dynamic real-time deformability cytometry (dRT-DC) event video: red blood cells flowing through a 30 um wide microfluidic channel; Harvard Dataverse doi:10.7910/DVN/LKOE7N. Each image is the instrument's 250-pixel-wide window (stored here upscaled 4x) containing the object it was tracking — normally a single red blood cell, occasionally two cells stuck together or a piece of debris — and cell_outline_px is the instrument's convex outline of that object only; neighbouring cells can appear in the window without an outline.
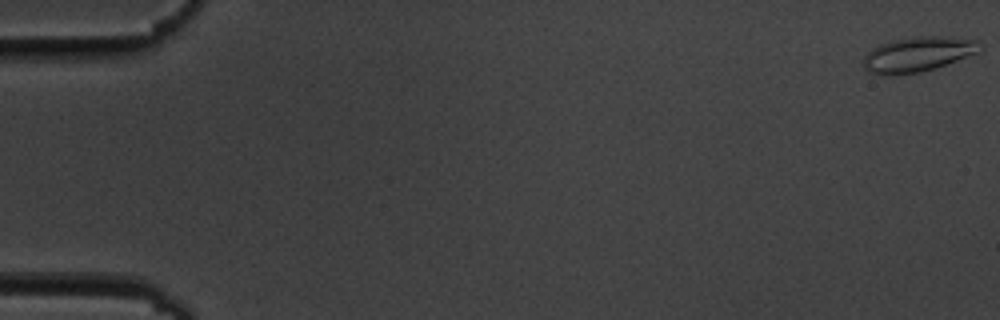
{"species": "common noctule bat (a hibernating species)", "species_latin": "Nyctalus noctula", "temperature_condition": "cold", "stored_images_in_passage": 57, "camera_frame_rate_fps": 3000, "um_per_image_px": 0.085, "animal": {"sex": "male", "body_mass_g": 19.5, "forearm_length_mm": 54.6}, "frame": {"image": 1, "passage_image": 1, "time_ms": 0.0, "image_size_px": [1000, 320], "cell_outline_px": [[980, 52], [920, 72], [892, 76], [884, 76], [868, 72], [864, 68], [864, 56], [872, 48], [880, 44], [892, 40], [916, 36], [936, 36], [976, 40]], "centroid_in_image_um": [77.92, 4.63], "position_along_channel_um": 7.1, "area_um2": 23.41}}
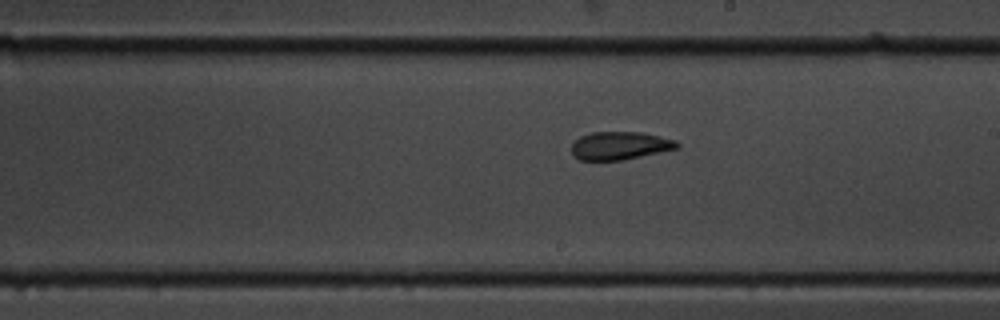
{"frame": {"image": 2, "passage_image": 33, "time_ms": 10.667, "image_size_px": [1000, 320], "cell_outline_px": [[680, 148], [624, 160], [580, 160], [572, 152], [572, 144], [580, 136], [592, 132], [640, 132], [676, 140], [680, 144]], "centroid_in_image_um": [52.73, 12.38], "position_along_channel_um": 236.3, "area_um2": 17.22}}
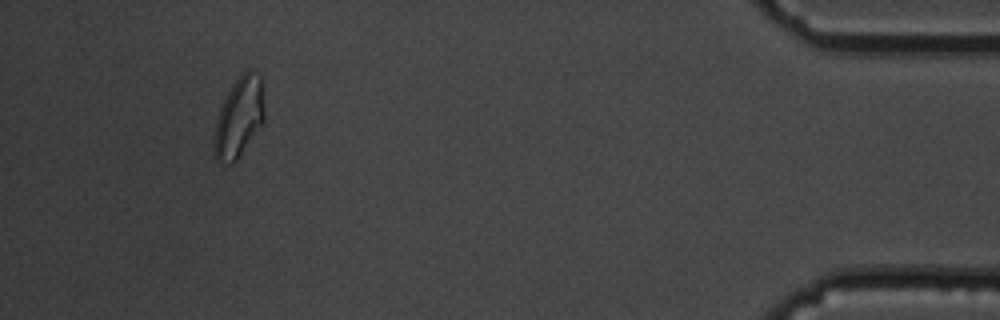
{"frame": {"image": 3, "passage_image": 53, "time_ms": 17.333, "image_size_px": [1000, 320], "cell_outline_px": [[264, 120], [236, 160], [232, 164], [228, 164], [216, 160], [212, 148], [216, 120], [220, 108], [232, 84], [248, 68], [252, 68], [260, 76], [264, 108]], "centroid_in_image_um": [20.29, 9.97], "position_along_channel_um": 414.9, "area_um2": 23.18}, "authors_computed_cell_mechanics": {"area_um2": 18.6694, "velocity_mm_per_s": 3.5876, "shape_relaxation_time_tau1_ms": 3.3501, "shape_relaxation_time_tau2_ms": 2.6549, "deformation_change_tau1": 0.1005, "deformation_change_tau2": 0.081}}